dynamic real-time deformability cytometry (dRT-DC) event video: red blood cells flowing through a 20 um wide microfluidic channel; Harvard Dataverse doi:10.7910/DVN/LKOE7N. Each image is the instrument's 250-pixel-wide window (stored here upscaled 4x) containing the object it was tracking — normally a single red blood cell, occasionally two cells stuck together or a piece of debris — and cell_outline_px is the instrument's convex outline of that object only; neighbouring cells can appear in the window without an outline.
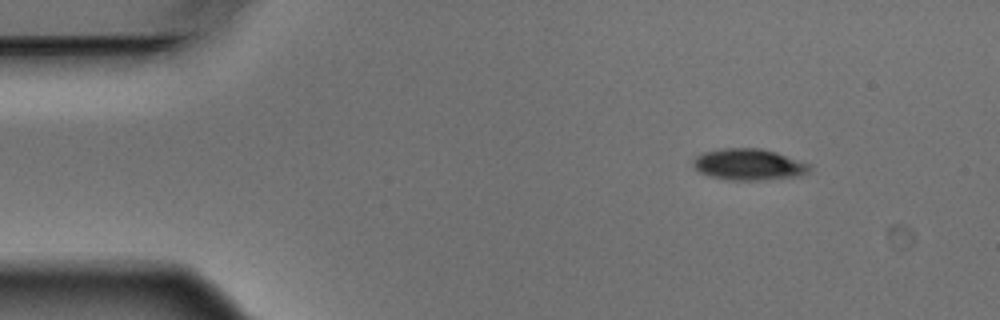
{"species": "Egyptian fruit bat (a non-hibernating species)", "species_latin": "Rousettus aegyptiacus", "temperature_condition": "warm", "stored_images_in_passage": 4, "camera_frame_rate_fps": 3000, "um_per_image_px": 0.085, "animal": {"sex": "male"}, "frame": {"image": 1, "passage_image": 1, "time_ms": 0.0, "image_size_px": [1000, 320], "cell_outline_px": [[812, 168], [808, 172], [800, 176], [756, 180], [728, 180], [708, 176], [692, 168], [692, 160], [696, 156], [704, 152], [724, 148], [760, 148], [776, 152], [812, 164]], "centroid_in_image_um": [63.64, 13.98], "position_along_channel_um": 21.4, "area_um2": 21.5}}
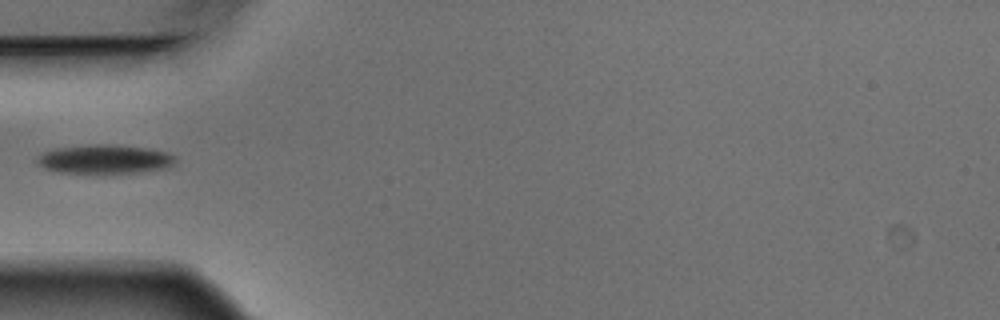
{"frame": {"image": 2, "passage_image": 4, "time_ms": 1.0, "image_size_px": [1000, 320], "cell_outline_px": [[176, 160], [168, 168], [136, 172], [60, 172], [44, 168], [36, 160], [44, 152], [56, 148], [96, 144], [112, 144], [144, 148], [164, 152], [172, 156]], "centroid_in_image_um": [8.89, 13.52], "position_along_channel_um": 76.1, "area_um2": 22.6}}